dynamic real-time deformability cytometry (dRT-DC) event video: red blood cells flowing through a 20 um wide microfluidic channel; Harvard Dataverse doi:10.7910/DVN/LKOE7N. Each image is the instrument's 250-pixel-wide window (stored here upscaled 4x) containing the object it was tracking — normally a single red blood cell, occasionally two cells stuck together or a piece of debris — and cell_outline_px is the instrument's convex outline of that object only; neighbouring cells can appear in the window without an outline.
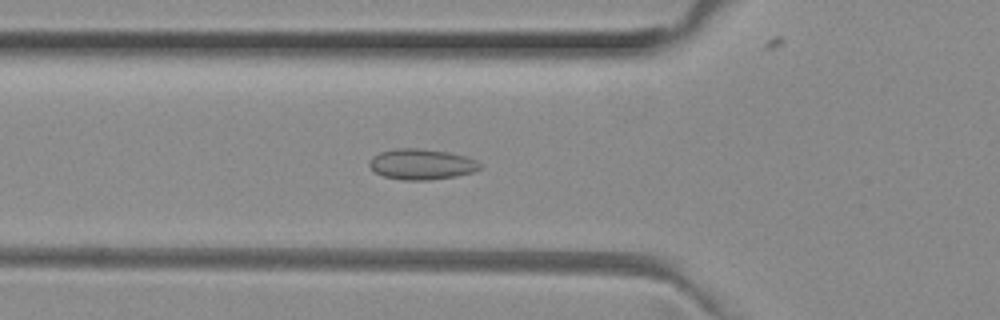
{"species": "common noctule bat (a hibernating species)", "species_latin": "Nyctalus noctula", "temperature_condition": "room temperature", "stored_images_in_passage": 35, "camera_frame_rate_fps": 3000, "um_per_image_px": 0.085, "animal": {"sex": "female", "body_mass_g": 29.2, "forearm_length_mm": 56.3}, "frame": {"image": 1, "passage_image": 2, "time_ms": 0.333, "image_size_px": [1000, 320], "cell_outline_px": [[480, 168], [472, 172], [456, 176], [428, 180], [404, 180], [384, 176], [376, 172], [368, 164], [368, 160], [372, 156], [380, 152], [400, 148], [416, 148], [448, 152], [464, 156], [476, 160], [480, 164]], "centroid_in_image_um": [35.8, 13.96], "position_along_channel_um": 90.0, "area_um2": 19.54}}
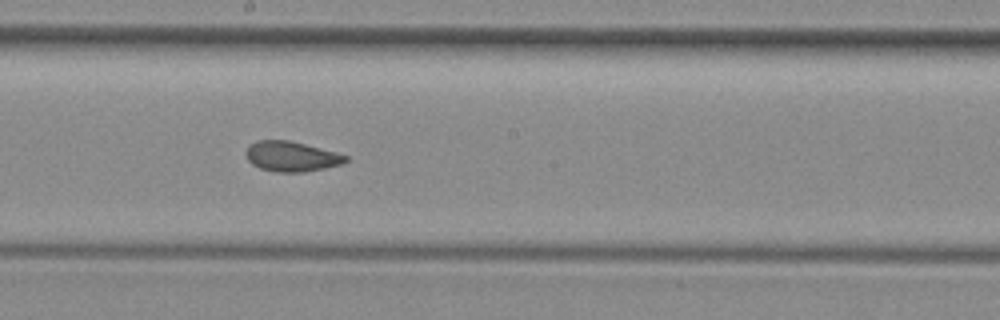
{"frame": {"image": 2, "passage_image": 12, "time_ms": 3.667, "image_size_px": [1000, 320], "cell_outline_px": [[348, 160], [344, 164], [304, 172], [276, 172], [260, 168], [252, 164], [248, 160], [244, 152], [256, 140], [288, 140], [336, 152], [348, 156]], "centroid_in_image_um": [24.78, 13.3], "position_along_channel_um": 223.4, "area_um2": 17.46}}
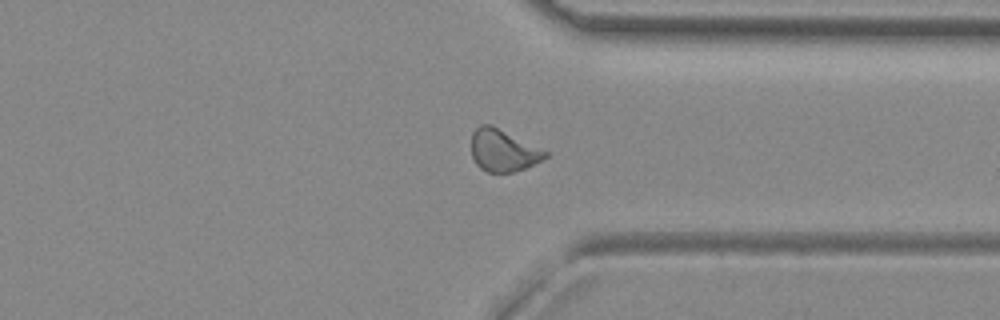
{"frame": {"image": 3, "passage_image": 23, "time_ms": 7.333, "image_size_px": [1000, 320], "cell_outline_px": [[548, 156], [524, 168], [512, 172], [488, 172], [480, 168], [476, 164], [472, 156], [472, 132], [480, 124], [492, 124], [548, 152]], "centroid_in_image_um": [42.73, 12.77], "position_along_channel_um": 368.7, "area_um2": 17.92}}